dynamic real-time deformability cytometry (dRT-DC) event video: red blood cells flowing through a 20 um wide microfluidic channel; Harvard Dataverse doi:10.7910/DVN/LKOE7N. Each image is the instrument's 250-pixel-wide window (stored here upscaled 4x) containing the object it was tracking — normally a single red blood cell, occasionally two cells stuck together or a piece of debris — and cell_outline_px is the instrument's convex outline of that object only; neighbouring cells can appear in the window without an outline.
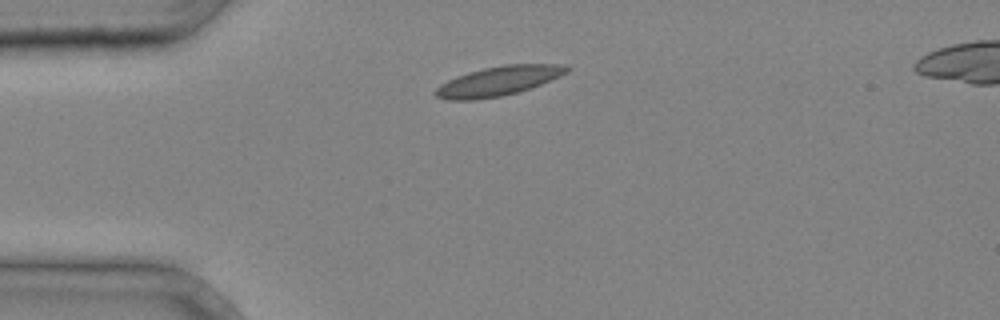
{"species": "common noctule bat (a hibernating species)", "species_latin": "Nyctalus noctula", "temperature_condition": "cold", "stored_images_in_passage": 1, "camera_frame_rate_fps": 3000, "um_per_image_px": 0.085, "animal": {"sex": "male", "body_mass_g": 20.4}, "frame": {"image": 1, "passage_image": 1, "time_ms": 0.0, "image_size_px": [1000, 320], "cell_outline_px": [[572, 68], [568, 72], [560, 76], [532, 88], [500, 96], [476, 100], [448, 100], [436, 96], [432, 92], [440, 84], [456, 76], [468, 72], [484, 68], [504, 64], [564, 64]], "centroid_in_image_um": [42.37, 6.88], "position_along_channel_um": 42.6, "area_um2": 22.66}}